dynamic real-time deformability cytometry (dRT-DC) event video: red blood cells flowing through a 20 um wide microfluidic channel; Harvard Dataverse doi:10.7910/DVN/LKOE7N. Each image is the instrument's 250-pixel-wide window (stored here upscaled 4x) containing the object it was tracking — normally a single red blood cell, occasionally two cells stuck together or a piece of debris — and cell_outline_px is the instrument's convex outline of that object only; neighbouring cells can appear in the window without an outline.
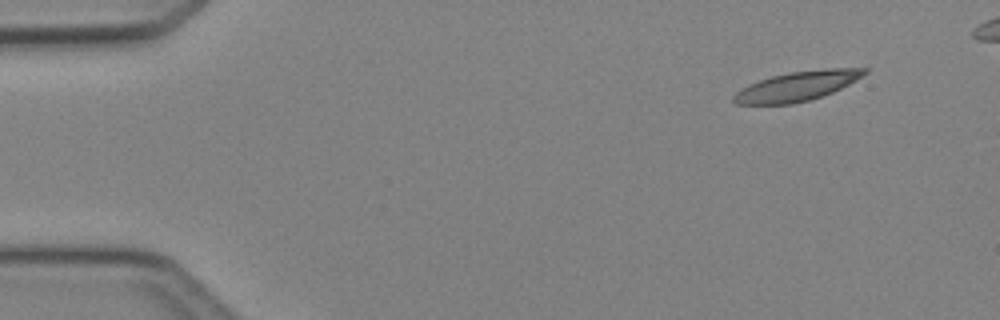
{"species": "Egyptian fruit bat (a non-hibernating species)", "species_latin": "Rousettus aegyptiacus", "temperature_condition": "cold", "stored_images_in_passage": 5, "camera_frame_rate_fps": 3000, "um_per_image_px": 0.085, "animal": {"sex": "female"}, "frame": {"image": 1, "passage_image": 1, "time_ms": 0.0, "image_size_px": [1000, 320], "cell_outline_px": [[868, 72], [856, 80], [832, 92], [808, 100], [792, 104], [736, 104], [732, 100], [732, 96], [736, 92], [748, 84], [772, 76], [788, 72], [824, 68], [868, 68]], "centroid_in_image_um": [67.74, 7.31], "position_along_channel_um": 17.3, "area_um2": 22.37}}